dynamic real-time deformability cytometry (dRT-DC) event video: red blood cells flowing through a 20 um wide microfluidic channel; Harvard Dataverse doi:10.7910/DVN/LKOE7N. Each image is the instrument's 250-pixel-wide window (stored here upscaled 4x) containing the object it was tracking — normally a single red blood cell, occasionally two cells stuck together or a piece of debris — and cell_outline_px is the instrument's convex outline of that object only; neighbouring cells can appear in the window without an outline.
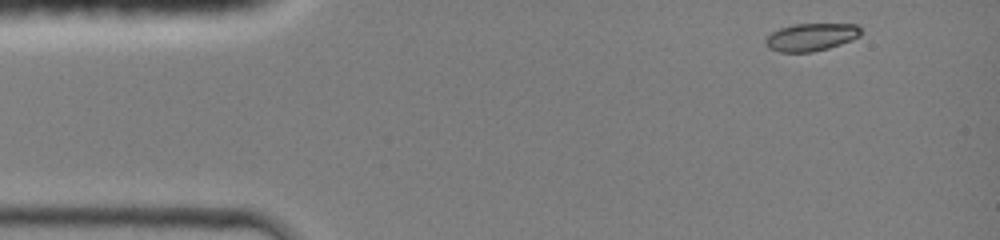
{"species": "common noctule bat (a hibernating species)", "species_latin": "Nyctalus noctula", "temperature_condition": "room temperature", "stored_images_in_passage": 38, "camera_frame_rate_fps": 3000, "um_per_image_px": 0.085, "animal": {"sex": "female", "body_mass_g": 19.0, "forearm_length_mm": 51.5}, "frame": {"image": 1, "passage_image": 1, "time_ms": 0.0, "image_size_px": [1000, 240], "cell_outline_px": [[860, 36], [852, 40], [828, 48], [812, 52], [780, 52], [768, 48], [764, 44], [764, 40], [772, 32], [780, 28], [792, 24], [856, 24], [860, 28]], "centroid_in_image_um": [68.91, 3.15], "position_along_channel_um": 16.1, "area_um2": 15.37}}
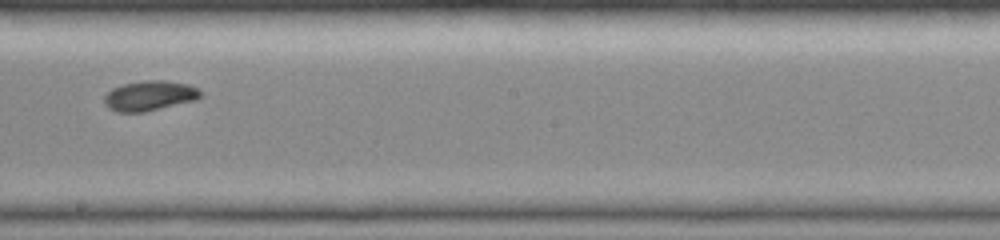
{"frame": {"image": 2, "passage_image": 22, "time_ms": 7.0, "image_size_px": [1000, 240], "cell_outline_px": [[200, 96], [196, 100], [144, 112], [116, 112], [108, 108], [104, 104], [104, 96], [112, 88], [124, 84], [144, 80], [164, 80], [188, 84], [196, 88], [200, 92]], "centroid_in_image_um": [12.68, 8.14], "position_along_channel_um": 235.5, "area_um2": 16.76}}
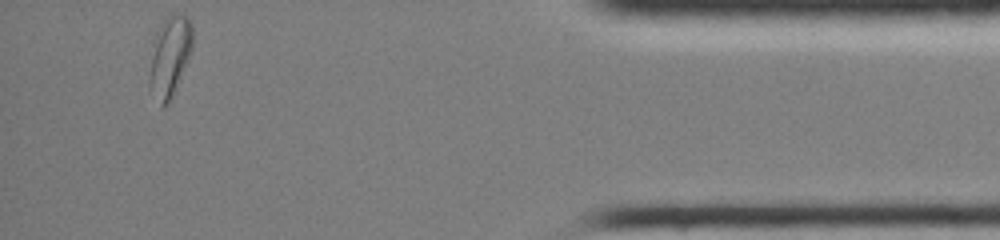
{"frame": {"image": 3, "passage_image": 38, "time_ms": 12.333, "image_size_px": [1000, 240], "cell_outline_px": [[192, 48], [176, 92], [168, 104], [164, 108], [160, 108], [148, 88], [148, 80], [156, 32], [160, 24], [172, 12], [180, 12], [188, 16], [192, 24]], "centroid_in_image_um": [14.43, 4.84], "position_along_channel_um": 420.8, "area_um2": 20.75}, "authors_computed_cell_mechanics": {"area_um2": 16.2996, "velocity_mm_per_s": 4.3253, "shape_relaxation_time_tau1_ms": 3.8931, "shape_relaxation_time_tau2_ms": 8.7669, "deformation_change_tau1": 0.1485, "deformation_change_tau2": 0.1045}}